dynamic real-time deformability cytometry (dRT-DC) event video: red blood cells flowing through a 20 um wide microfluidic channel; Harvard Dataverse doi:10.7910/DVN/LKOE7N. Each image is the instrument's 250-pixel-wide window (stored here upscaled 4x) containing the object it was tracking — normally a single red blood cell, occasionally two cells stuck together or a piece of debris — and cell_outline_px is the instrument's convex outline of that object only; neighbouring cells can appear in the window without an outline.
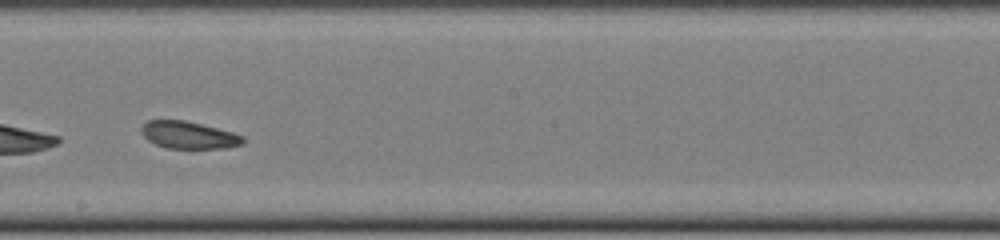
{"species": "common noctule bat (a hibernating species)", "species_latin": "Nyctalus noctula", "temperature_condition": "cold", "stored_images_in_passage": 29, "camera_frame_rate_fps": 3000, "um_per_image_px": 0.085, "animal": {"sex": "female", "body_mass_g": 22.0, "forearm_length_mm": 56.7}, "frame": {"image": 1, "passage_image": 13, "time_ms": 4.0, "image_size_px": [1000, 240], "cell_outline_px": [[244, 144], [228, 148], [164, 148], [148, 140], [140, 132], [140, 128], [148, 120], [184, 120], [232, 132], [244, 136]], "centroid_in_image_um": [16.04, 11.49], "position_along_channel_um": 232.2, "area_um2": 16.13}}